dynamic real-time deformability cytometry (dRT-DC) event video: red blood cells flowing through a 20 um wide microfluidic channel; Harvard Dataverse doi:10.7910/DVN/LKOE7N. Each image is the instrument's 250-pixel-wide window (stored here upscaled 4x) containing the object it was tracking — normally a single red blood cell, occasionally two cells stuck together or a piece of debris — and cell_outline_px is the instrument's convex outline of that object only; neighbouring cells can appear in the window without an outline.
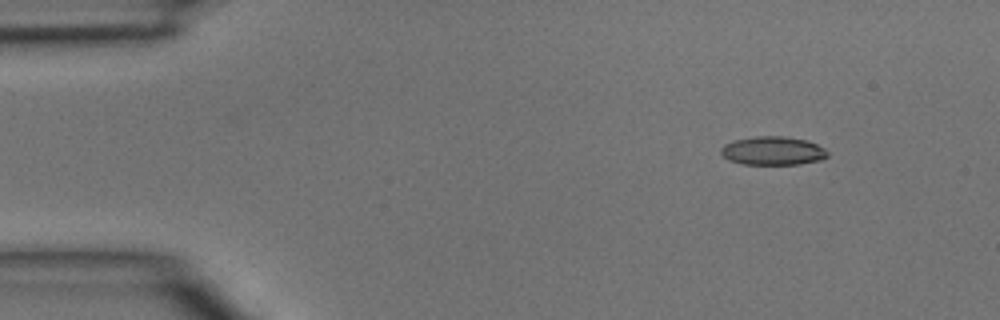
{"species": "common noctule bat (a hibernating species)", "species_latin": "Nyctalus noctula", "temperature_condition": "room temperature", "stored_images_in_passage": 3, "camera_frame_rate_fps": 3000, "um_per_image_px": 0.085, "animal": {"sex": "male", "body_mass_g": 15.6}, "frame": {"image": 1, "passage_image": 1, "time_ms": 0.0, "image_size_px": [1000, 320], "cell_outline_px": [[828, 156], [820, 160], [800, 164], [744, 164], [728, 160], [720, 152], [720, 148], [724, 144], [732, 140], [756, 136], [784, 136], [808, 140], [824, 148], [828, 152]], "centroid_in_image_um": [65.68, 12.81], "position_along_channel_um": 19.3, "area_um2": 17.86}}
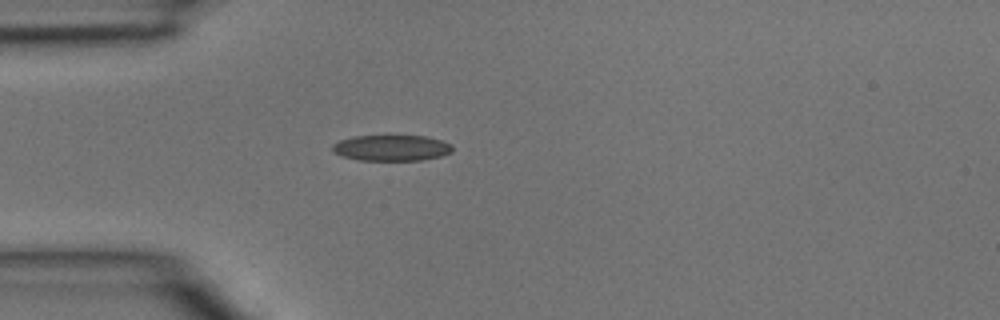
{"frame": {"image": 2, "passage_image": 3, "time_ms": 0.667, "image_size_px": [1000, 320], "cell_outline_px": [[452, 152], [440, 156], [420, 160], [356, 160], [340, 156], [332, 152], [332, 144], [340, 140], [352, 136], [424, 136], [440, 140], [452, 144]], "centroid_in_image_um": [33.22, 12.57], "position_along_channel_um": 51.8, "area_um2": 18.15}}